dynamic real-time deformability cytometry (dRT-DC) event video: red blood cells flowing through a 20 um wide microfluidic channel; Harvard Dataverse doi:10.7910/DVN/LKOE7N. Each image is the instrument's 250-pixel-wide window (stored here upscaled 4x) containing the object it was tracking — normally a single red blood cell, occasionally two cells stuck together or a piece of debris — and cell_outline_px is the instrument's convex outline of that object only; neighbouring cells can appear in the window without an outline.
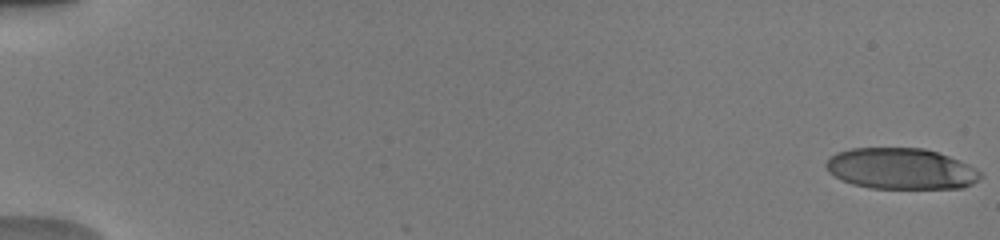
{"species": "human", "species_latin": "Homo sapiens", "temperature_condition": "warm", "stored_images_in_passage": 38, "camera_frame_rate_fps": 3000, "um_per_image_px": 0.085, "donor": {"sex": "male"}, "frame": {"image": 1, "passage_image": 1, "time_ms": 0.0, "image_size_px": [1000, 240], "cell_outline_px": [[980, 176], [972, 184], [964, 188], [868, 188], [852, 184], [840, 180], [828, 172], [824, 164], [836, 152], [852, 148], [924, 148], [948, 156], [968, 164], [980, 172]], "centroid_in_image_um": [76.53, 14.34], "position_along_channel_um": 8.5, "area_um2": 36.88}}
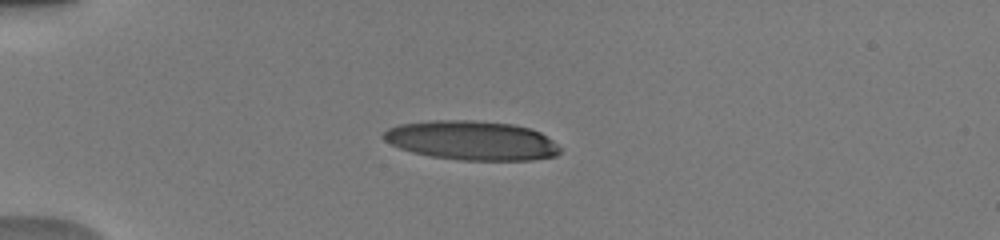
{"frame": {"image": 2, "passage_image": 31, "time_ms": 4.667, "image_size_px": [1000, 240], "cell_outline_px": [[560, 152], [556, 156], [532, 160], [460, 160], [432, 156], [412, 152], [400, 148], [384, 140], [380, 136], [388, 128], [400, 124], [432, 120], [476, 120], [512, 124], [532, 128], [540, 132], [552, 140], [560, 148]], "centroid_in_image_um": [40.1, 11.93], "position_along_channel_um": 44.9, "area_um2": 40.46}}